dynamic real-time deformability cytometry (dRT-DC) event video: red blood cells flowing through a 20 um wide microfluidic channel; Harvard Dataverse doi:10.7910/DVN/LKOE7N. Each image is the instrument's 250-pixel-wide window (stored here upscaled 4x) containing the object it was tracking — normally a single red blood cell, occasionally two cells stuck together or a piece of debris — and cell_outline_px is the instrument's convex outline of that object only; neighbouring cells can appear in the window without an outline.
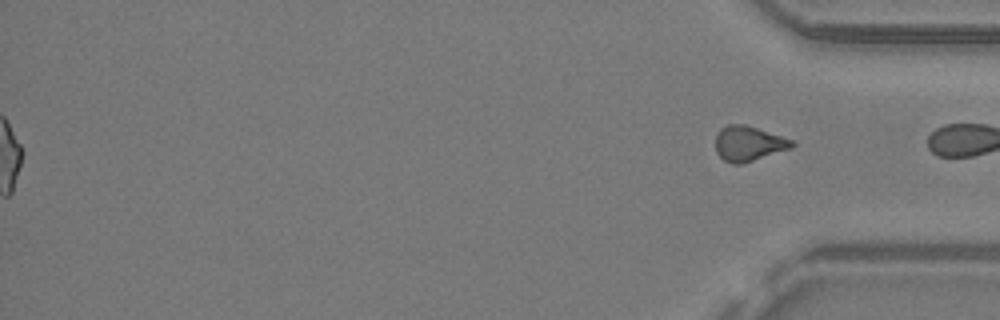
{"species": "common noctule bat (a hibernating species)", "species_latin": "Nyctalus noctula", "temperature_condition": "warm", "stored_images_in_passage": 37, "segment_of_instrument_passage": [2, 2], "camera_frame_rate_fps": 3000, "um_per_image_px": 0.085, "animal": {"sex": "male", "body_mass_g": 19.2, "forearm_length_mm": 51.8}, "frame": {"image": 1, "passage_image": 37, "time_ms": 12.0, "image_size_px": [1000, 320], "cell_outline_px": [[796, 144], [792, 148], [740, 164], [732, 164], [724, 160], [716, 152], [716, 132], [720, 128], [728, 124], [744, 124], [796, 140]], "centroid_in_image_um": [63.65, 12.19], "position_along_channel_um": 371.6, "area_um2": 15.72}}